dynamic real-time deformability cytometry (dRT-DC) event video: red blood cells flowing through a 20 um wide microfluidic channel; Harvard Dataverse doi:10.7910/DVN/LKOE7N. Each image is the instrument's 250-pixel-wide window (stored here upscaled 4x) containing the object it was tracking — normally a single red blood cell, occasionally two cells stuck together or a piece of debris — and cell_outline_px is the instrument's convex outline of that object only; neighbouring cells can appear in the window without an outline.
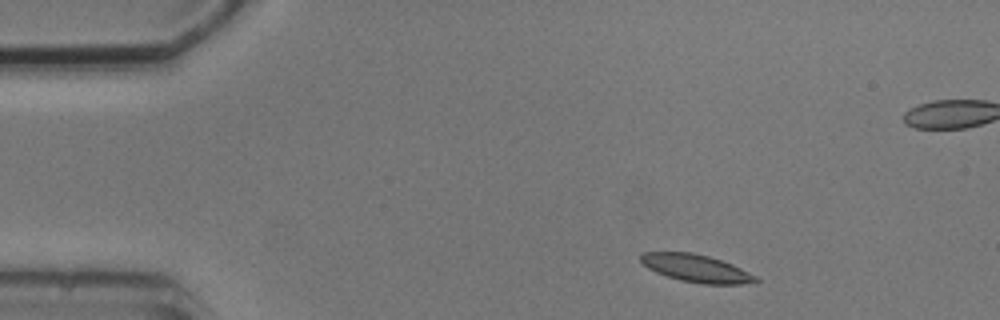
{"species": "common noctule bat (a hibernating species)", "species_latin": "Nyctalus noctula", "temperature_condition": "cold", "stored_images_in_passage": 4, "camera_frame_rate_fps": 3000, "um_per_image_px": 0.085, "animal": {"sex": "male", "body_mass_g": 20.5, "forearm_length_mm": 52.5}, "frame": {"image": 1, "passage_image": 1, "time_ms": 0.0, "image_size_px": [1000, 320], "cell_outline_px": [[760, 280], [756, 284], [704, 284], [680, 280], [656, 272], [648, 268], [640, 260], [640, 256], [644, 252], [692, 252], [708, 256], [732, 264], [756, 276]], "centroid_in_image_um": [59.22, 22.81], "position_along_channel_um": 25.8, "area_um2": 18.44}}